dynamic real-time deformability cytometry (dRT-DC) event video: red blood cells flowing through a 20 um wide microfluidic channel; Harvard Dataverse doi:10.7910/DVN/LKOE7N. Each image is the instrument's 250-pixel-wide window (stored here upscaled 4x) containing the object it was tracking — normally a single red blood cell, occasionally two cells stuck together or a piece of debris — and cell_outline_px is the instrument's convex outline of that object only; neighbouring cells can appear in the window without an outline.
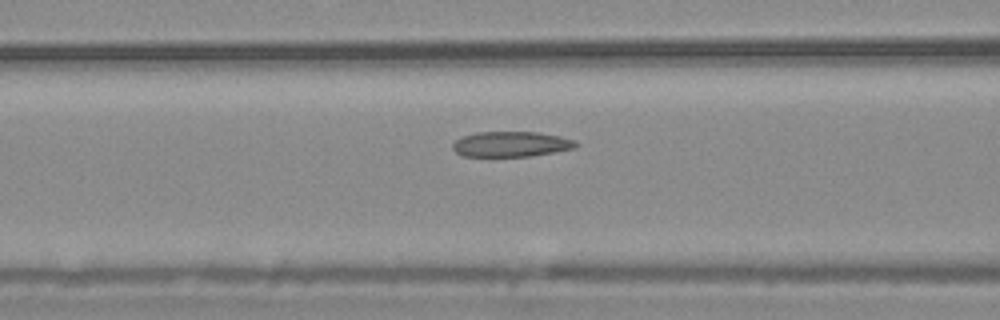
{"species": "common noctule bat (a hibernating species)", "species_latin": "Nyctalus noctula", "temperature_condition": "warm", "stored_images_in_passage": 38, "camera_frame_rate_fps": 3000, "um_per_image_px": 0.085, "animal": {"sex": "male", "body_mass_g": 20.4}, "frame": {"image": 1, "passage_image": 9, "time_ms": 2.667, "image_size_px": [1000, 320], "cell_outline_px": [[580, 144], [576, 148], [532, 156], [464, 156], [456, 152], [452, 148], [452, 144], [456, 140], [464, 136], [476, 132], [540, 132], [560, 136], [576, 140]], "centroid_in_image_um": [43.5, 12.25], "position_along_channel_um": 123.1, "area_um2": 18.26}}
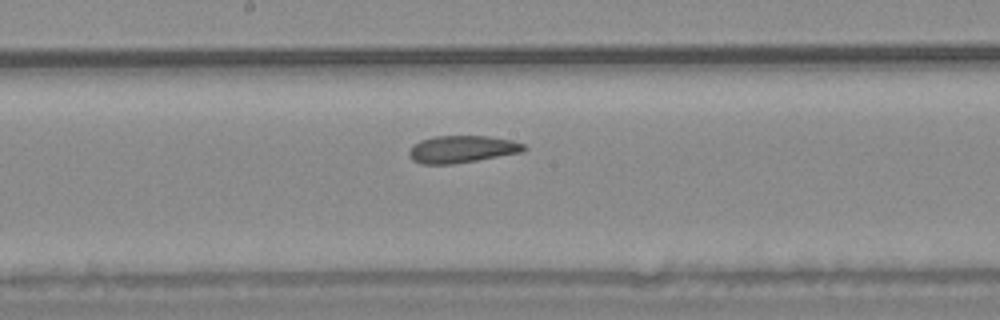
{"frame": {"image": 2, "passage_image": 16, "time_ms": 5.0, "image_size_px": [1000, 320], "cell_outline_px": [[528, 148], [524, 152], [452, 164], [420, 164], [412, 160], [408, 152], [412, 144], [420, 140], [436, 136], [488, 136], [512, 140], [524, 144]], "centroid_in_image_um": [39.26, 12.68], "position_along_channel_um": 208.9, "area_um2": 18.32}}
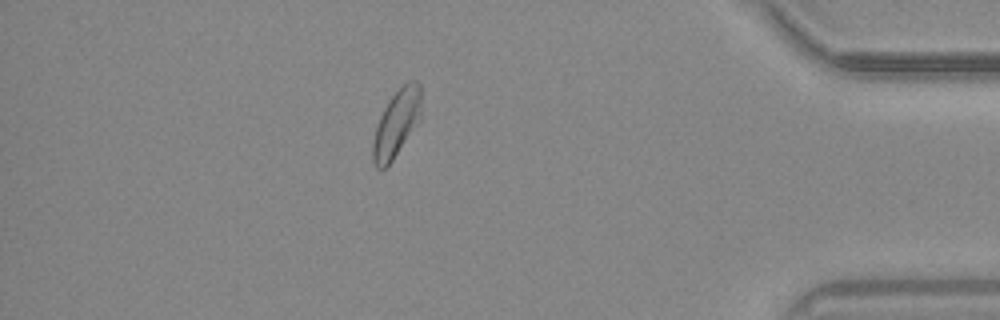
{"frame": {"image": 3, "passage_image": 35, "time_ms": 11.333, "image_size_px": [1000, 320], "cell_outline_px": [[420, 120], [392, 160], [384, 168], [376, 168], [372, 160], [372, 144], [376, 128], [380, 116], [388, 100], [408, 80], [416, 80], [420, 84]], "centroid_in_image_um": [33.69, 10.48], "position_along_channel_um": 401.5, "area_um2": 18.55}}